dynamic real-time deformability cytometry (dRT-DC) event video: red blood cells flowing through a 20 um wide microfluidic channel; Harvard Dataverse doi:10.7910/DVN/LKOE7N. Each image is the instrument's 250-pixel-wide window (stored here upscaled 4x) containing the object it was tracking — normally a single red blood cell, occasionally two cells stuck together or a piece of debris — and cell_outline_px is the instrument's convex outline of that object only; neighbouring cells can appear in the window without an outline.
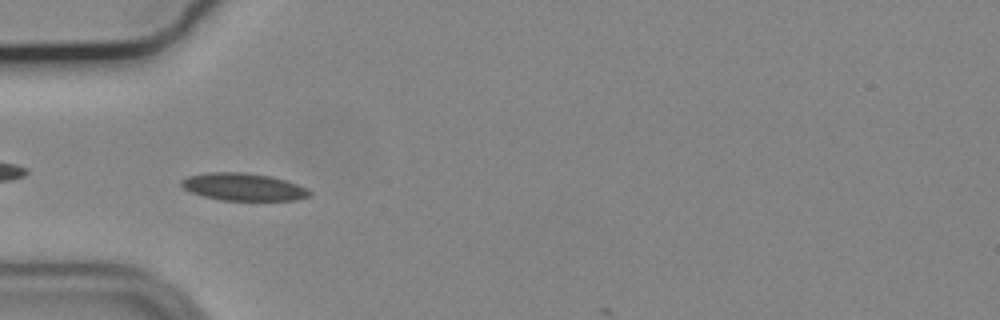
{"species": "common noctule bat (a hibernating species)", "species_latin": "Nyctalus noctula", "temperature_condition": "cold", "stored_images_in_passage": 7, "camera_frame_rate_fps": 3000, "um_per_image_px": 0.085, "animal": {"sex": "male", "body_mass_g": 19.2, "forearm_length_mm": 51.8}, "frame": {"image": 1, "passage_image": 3, "time_ms": 0.667, "image_size_px": [1000, 320], "cell_outline_px": [[312, 196], [296, 200], [220, 200], [188, 192], [180, 184], [180, 180], [188, 176], [208, 172], [244, 172], [272, 176], [308, 188], [312, 192]], "centroid_in_image_um": [20.69, 15.88], "position_along_channel_um": 64.3, "area_um2": 20.69}}
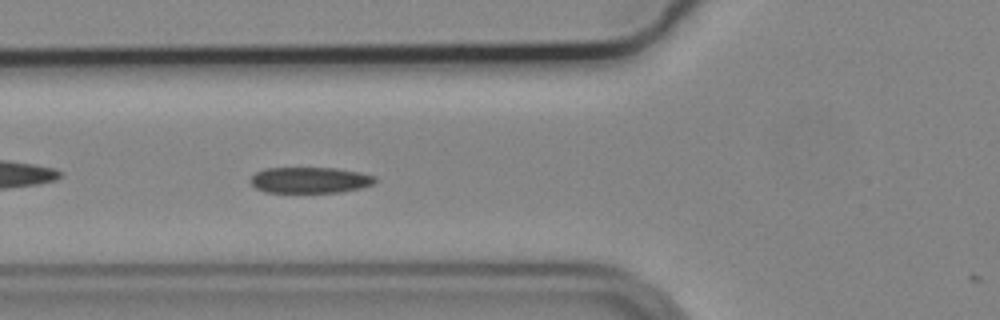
{"frame": {"image": 2, "passage_image": 6, "time_ms": 1.667, "image_size_px": [1000, 320], "cell_outline_px": [[376, 180], [372, 184], [360, 188], [340, 192], [264, 192], [256, 188], [248, 180], [256, 172], [264, 168], [336, 168], [360, 172], [376, 176]], "centroid_in_image_um": [26.33, 15.3], "position_along_channel_um": 99.5, "area_um2": 18.9}}